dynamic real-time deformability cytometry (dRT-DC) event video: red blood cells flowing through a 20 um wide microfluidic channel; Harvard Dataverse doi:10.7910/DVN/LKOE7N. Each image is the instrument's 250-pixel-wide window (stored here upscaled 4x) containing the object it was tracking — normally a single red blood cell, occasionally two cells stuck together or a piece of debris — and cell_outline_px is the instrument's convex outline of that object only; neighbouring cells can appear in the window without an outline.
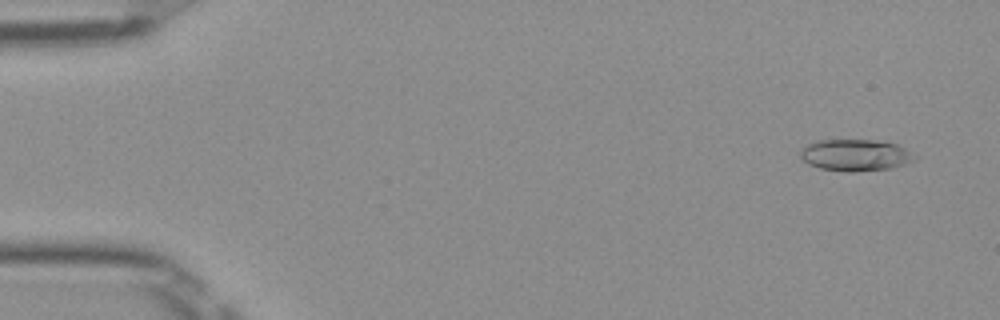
{"species": "Egyptian fruit bat (a non-hibernating species)", "species_latin": "Rousettus aegyptiacus", "temperature_condition": "room temperature", "stored_images_in_passage": 51, "camera_frame_rate_fps": 3000, "um_per_image_px": 0.085, "frame": {"image": 1, "passage_image": 3, "time_ms": 0.667, "image_size_px": [1000, 320], "cell_outline_px": [[916, 156], [912, 160], [904, 164], [892, 168], [856, 172], [844, 172], [820, 168], [808, 164], [800, 156], [800, 152], [808, 144], [816, 140], [872, 140], [896, 144], [904, 148]], "centroid_in_image_um": [72.68, 13.19], "position_along_channel_um": 12.3, "area_um2": 20.92}}
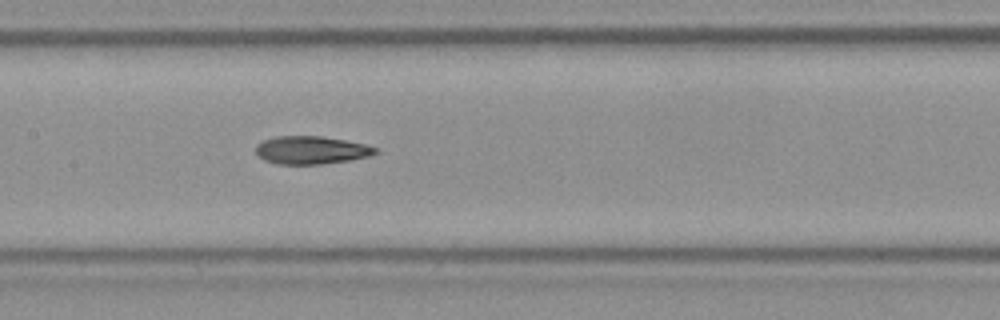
{"frame": {"image": 2, "passage_image": 25, "time_ms": 8.0, "image_size_px": [1000, 320], "cell_outline_px": [[380, 152], [368, 156], [352, 160], [324, 164], [276, 164], [264, 160], [256, 152], [256, 144], [264, 140], [276, 136], [320, 136], [344, 140], [364, 144], [380, 148]], "centroid_in_image_um": [26.49, 12.76], "position_along_channel_um": 180.9, "area_um2": 19.59}}
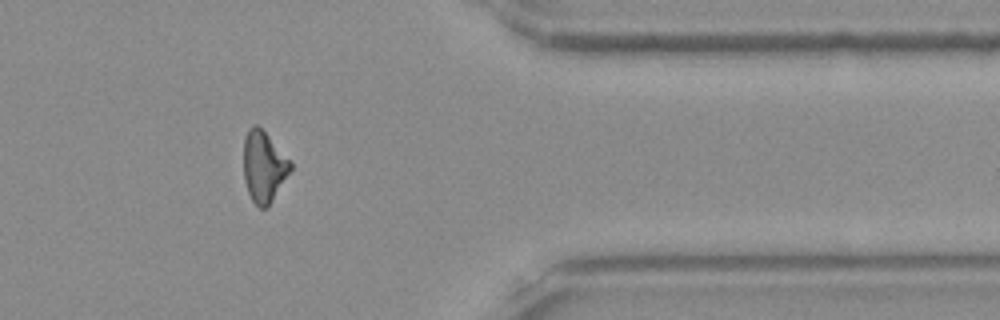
{"frame": {"image": 3, "passage_image": 42, "time_ms": 13.667, "image_size_px": [1000, 320], "cell_outline_px": [[292, 168], [268, 208], [260, 208], [252, 200], [248, 192], [244, 180], [244, 136], [248, 128], [252, 124], [256, 124], [268, 136], [292, 164]], "centroid_in_image_um": [22.39, 14.18], "position_along_channel_um": 389.0, "area_um2": 19.13}, "authors_computed_cell_mechanics": {"area_um2": 19.8832, "velocity_mm_per_s": 3.9916, "shape_relaxation_time_tau1_ms": 4.0051, "shape_relaxation_time_tau2_ms": 2.2291, "deformation_change_tau1": 0.1561, "deformation_change_tau2": 0.1091}}